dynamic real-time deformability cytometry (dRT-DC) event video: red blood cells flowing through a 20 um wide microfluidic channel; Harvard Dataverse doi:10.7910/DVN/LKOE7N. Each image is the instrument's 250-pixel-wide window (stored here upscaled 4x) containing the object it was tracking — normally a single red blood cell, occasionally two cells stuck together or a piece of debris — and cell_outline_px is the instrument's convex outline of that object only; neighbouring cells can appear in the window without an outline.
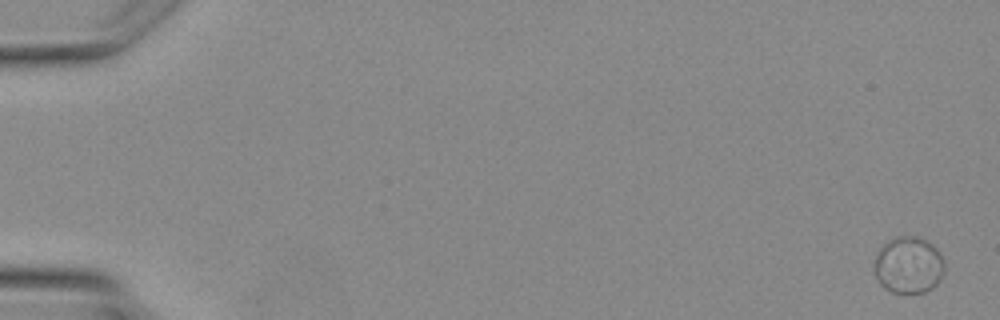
{"species": "Egyptian fruit bat (a non-hibernating species)", "species_latin": "Rousettus aegyptiacus", "temperature_condition": "warm", "stored_images_in_passage": 4, "camera_frame_rate_fps": 3000, "um_per_image_px": 0.085, "animal": {"sex": "female"}, "frame": {"image": 1, "passage_image": 4, "time_ms": 4.667, "image_size_px": [1000, 320], "cell_outline_px": [[944, 272], [940, 280], [932, 288], [924, 292], [892, 292], [884, 288], [880, 284], [872, 268], [876, 256], [880, 248], [884, 244], [896, 236], [916, 236], [932, 244], [936, 248], [944, 264]], "centroid_in_image_um": [77.2, 22.53], "position_along_channel_um": 7.8, "area_um2": 23.12}}